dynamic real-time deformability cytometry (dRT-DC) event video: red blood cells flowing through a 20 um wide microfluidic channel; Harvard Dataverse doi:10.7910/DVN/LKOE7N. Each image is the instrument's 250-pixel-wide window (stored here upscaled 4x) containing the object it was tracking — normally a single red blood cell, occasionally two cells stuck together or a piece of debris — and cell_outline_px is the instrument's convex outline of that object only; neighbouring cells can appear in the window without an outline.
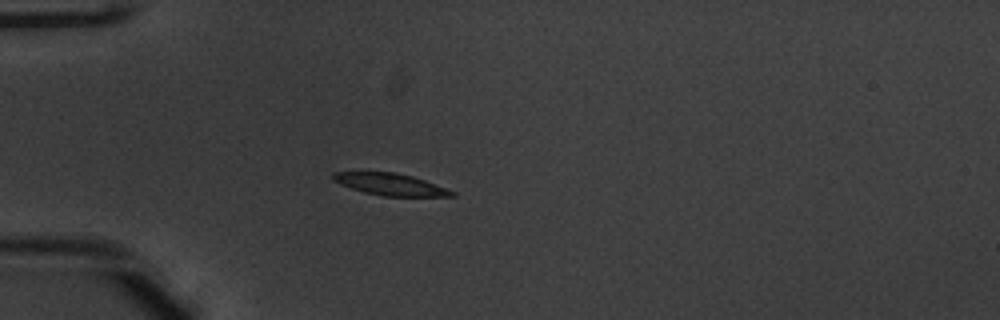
{"species": "common noctule bat (a hibernating species)", "species_latin": "Nyctalus noctula", "temperature_condition": "warm", "stored_images_in_passage": 38, "camera_frame_rate_fps": 3000, "um_per_image_px": 0.085, "animal": {"sex": "male", "body_mass_g": 20.1, "forearm_length_mm": 53.5}, "frame": {"image": 1, "passage_image": 1, "time_ms": 0.0, "image_size_px": [1000, 320], "cell_outline_px": [[456, 196], [380, 196], [364, 192], [340, 184], [332, 180], [332, 172], [396, 172], [412, 176], [424, 180], [456, 192]], "centroid_in_image_um": [33.16, 15.67], "position_along_channel_um": 51.8, "area_um2": 15.09}}
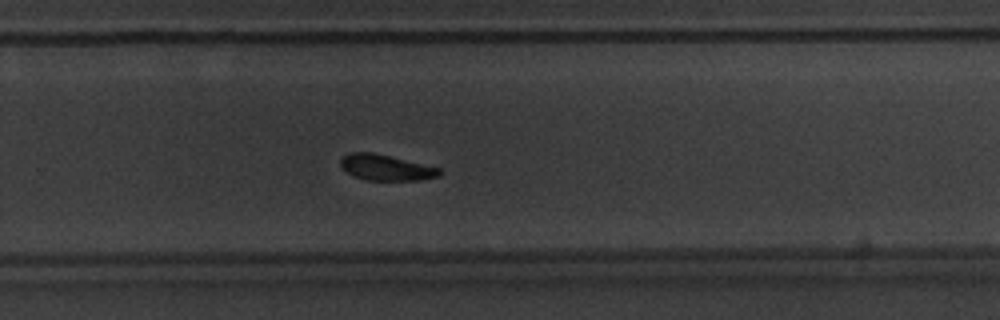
{"frame": {"image": 2, "passage_image": 21, "time_ms": 6.667, "image_size_px": [1000, 320], "cell_outline_px": [[440, 176], [420, 180], [364, 180], [340, 168], [340, 160], [348, 152], [372, 152], [440, 168]], "centroid_in_image_um": [32.77, 14.24], "position_along_channel_um": 297.0, "area_um2": 14.74}}
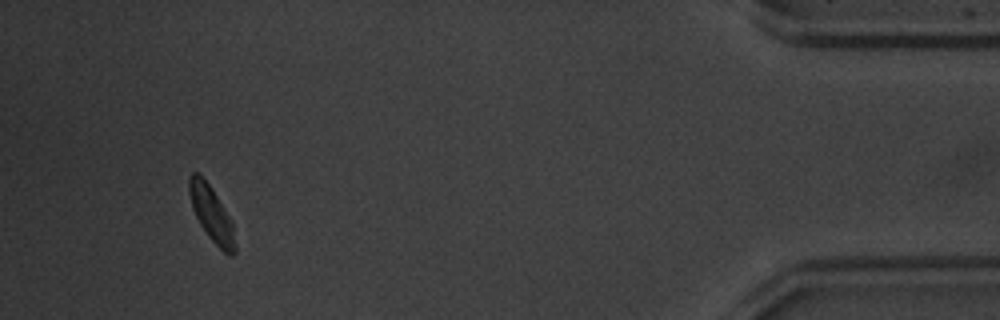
{"frame": {"image": 3, "passage_image": 35, "time_ms": 11.333, "image_size_px": [1000, 320], "cell_outline_px": [[236, 252], [232, 256], [228, 256], [208, 236], [200, 224], [192, 208], [188, 192], [188, 176], [192, 172], [196, 172], [212, 188], [232, 220], [236, 244]], "centroid_in_image_um": [17.99, 18.2], "position_along_channel_um": 417.2, "area_um2": 14.85}, "authors_computed_cell_mechanics": {"area_um2": 15.6349, "velocity_mm_per_s": 3.897, "shape_relaxation_time_tau1_ms": 1.851, "shape_relaxation_time_tau2_ms": 6.7269, "deformation_change_tau1": 0.1303, "deformation_change_tau2": 0.0825}}